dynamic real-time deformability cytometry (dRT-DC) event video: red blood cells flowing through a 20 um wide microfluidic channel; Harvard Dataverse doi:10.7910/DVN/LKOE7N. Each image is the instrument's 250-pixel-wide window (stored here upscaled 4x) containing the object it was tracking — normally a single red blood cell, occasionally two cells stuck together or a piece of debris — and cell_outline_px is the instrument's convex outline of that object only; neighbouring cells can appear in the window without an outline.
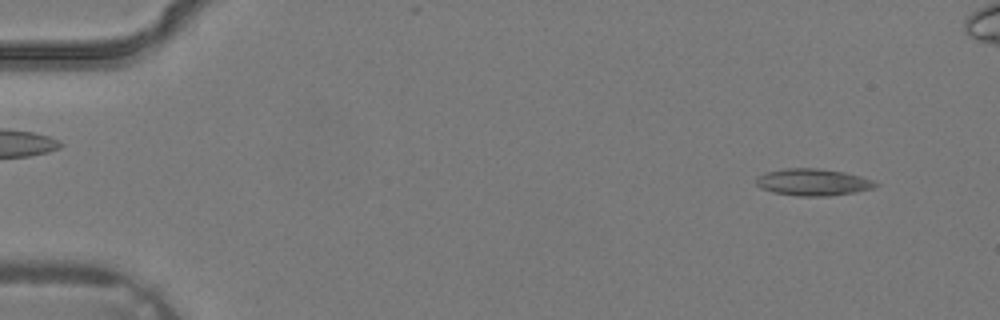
{"species": "common noctule bat (a hibernating species)", "species_latin": "Nyctalus noctula", "temperature_condition": "warm", "stored_images_in_passage": 5, "camera_frame_rate_fps": 3000, "um_per_image_px": 0.085, "animal": {"sex": "male", "body_mass_g": 19.2, "forearm_length_mm": 51.8}, "frame": {"image": 1, "passage_image": 2, "time_ms": 0.333, "image_size_px": [1000, 320], "cell_outline_px": [[880, 184], [872, 188], [852, 192], [828, 196], [796, 196], [772, 192], [760, 188], [756, 184], [756, 176], [768, 172], [784, 168], [816, 168], [844, 172], [860, 176], [872, 180]], "centroid_in_image_um": [69.05, 15.48], "position_along_channel_um": 15.9, "area_um2": 18.61}}